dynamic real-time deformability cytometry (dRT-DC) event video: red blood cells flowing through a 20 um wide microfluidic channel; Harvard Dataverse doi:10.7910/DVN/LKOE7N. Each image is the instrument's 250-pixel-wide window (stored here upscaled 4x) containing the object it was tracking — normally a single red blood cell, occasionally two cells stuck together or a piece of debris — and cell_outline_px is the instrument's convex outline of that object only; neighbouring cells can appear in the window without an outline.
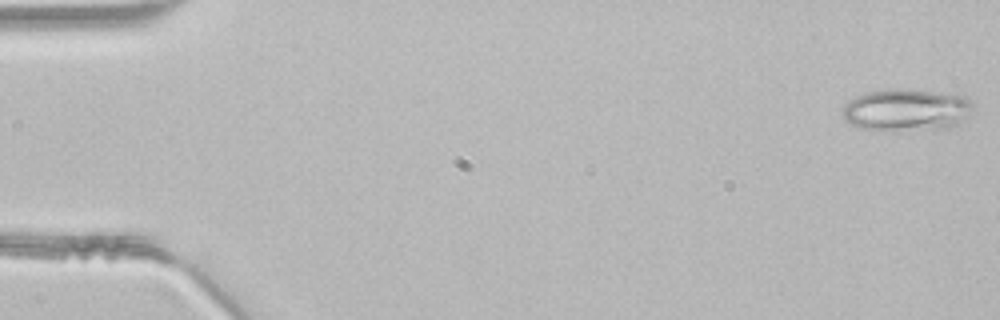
{"species": "common noctule bat (a hibernating species)", "species_latin": "Nyctalus noctula", "temperature_condition": "room temperature", "stored_images_in_passage": 46, "camera_frame_rate_fps": 3000, "um_per_image_px": 0.085, "animal": {"sex": "male", "body_mass_g": 21.5, "forearm_length_mm": 52.0}, "frame": {"image": 1, "passage_image": 1, "time_ms": 0.0, "image_size_px": [1000, 320], "cell_outline_px": [[972, 108], [952, 128], [880, 132], [860, 128], [852, 124], [844, 116], [844, 104], [848, 100], [864, 92], [880, 88], [900, 88], [952, 92], [964, 96], [972, 104]], "centroid_in_image_um": [77.0, 9.33], "position_along_channel_um": 8.0, "area_um2": 32.77}}
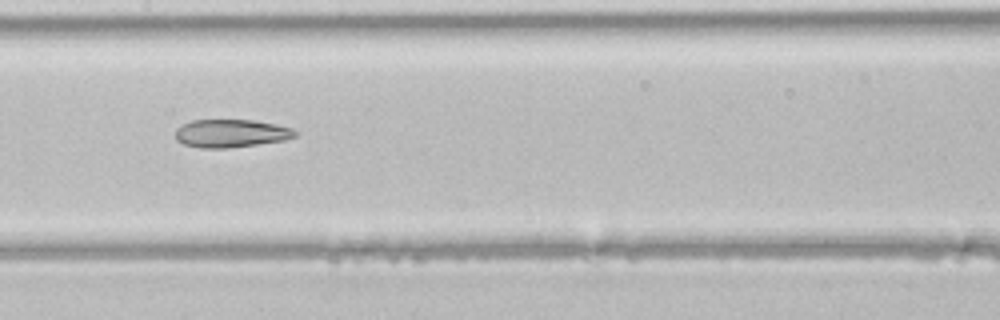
{"frame": {"image": 2, "passage_image": 23, "time_ms": 7.333, "image_size_px": [1000, 320], "cell_outline_px": [[296, 136], [284, 140], [228, 148], [200, 148], [184, 144], [176, 140], [176, 128], [192, 120], [252, 120], [276, 124], [292, 128], [296, 132]], "centroid_in_image_um": [19.62, 11.33], "position_along_channel_um": 187.8, "area_um2": 19.42}}
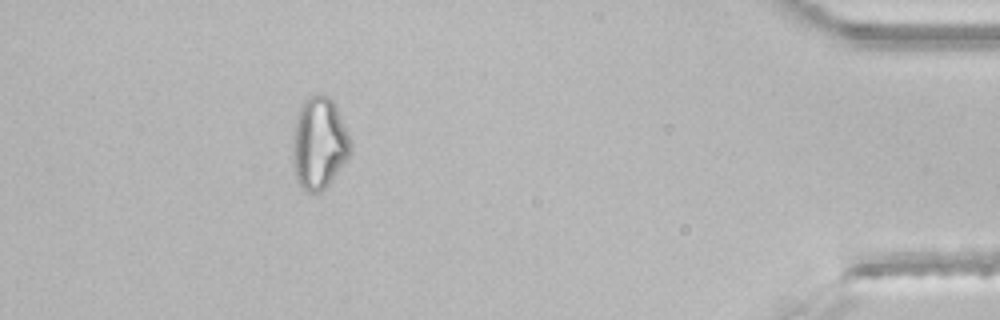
{"frame": {"image": 3, "passage_image": 42, "time_ms": 13.667, "image_size_px": [1000, 320], "cell_outline_px": [[352, 152], [344, 164], [332, 180], [320, 192], [308, 192], [296, 180], [292, 164], [292, 140], [296, 116], [304, 100], [308, 96], [316, 92], [320, 92], [332, 96], [336, 104], [352, 140]], "centroid_in_image_um": [27.14, 12.11], "position_along_channel_um": 408.1, "area_um2": 31.91}}